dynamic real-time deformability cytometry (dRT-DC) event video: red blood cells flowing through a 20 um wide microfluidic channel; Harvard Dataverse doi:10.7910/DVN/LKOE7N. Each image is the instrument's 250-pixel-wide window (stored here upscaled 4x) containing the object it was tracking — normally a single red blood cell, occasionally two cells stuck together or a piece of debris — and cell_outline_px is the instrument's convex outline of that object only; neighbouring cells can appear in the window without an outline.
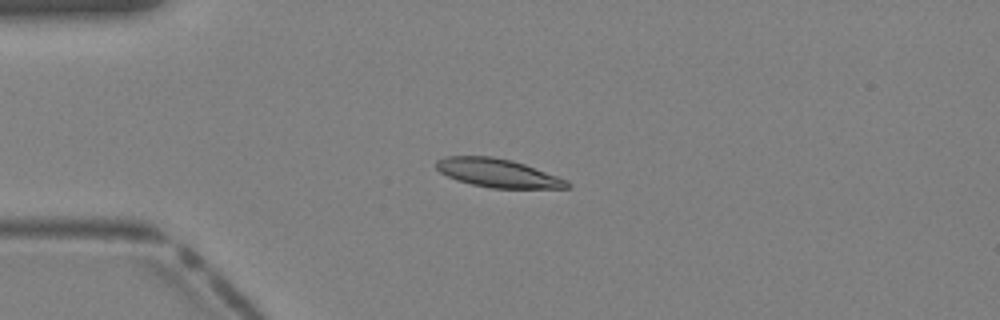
{"species": "Egyptian fruit bat (a non-hibernating species)", "species_latin": "Rousettus aegyptiacus", "temperature_condition": "warm", "stored_images_in_passage": 32, "camera_frame_rate_fps": 3000, "um_per_image_px": 0.085, "animal": {"sex": "female"}, "frame": {"image": 1, "passage_image": 2, "time_ms": 0.333, "image_size_px": [1000, 320], "cell_outline_px": [[572, 184], [568, 188], [492, 188], [472, 184], [456, 180], [440, 172], [436, 168], [436, 160], [444, 156], [492, 156], [512, 160], [524, 164], [568, 180]], "centroid_in_image_um": [42.3, 14.7], "position_along_channel_um": 42.7, "area_um2": 21.73}}
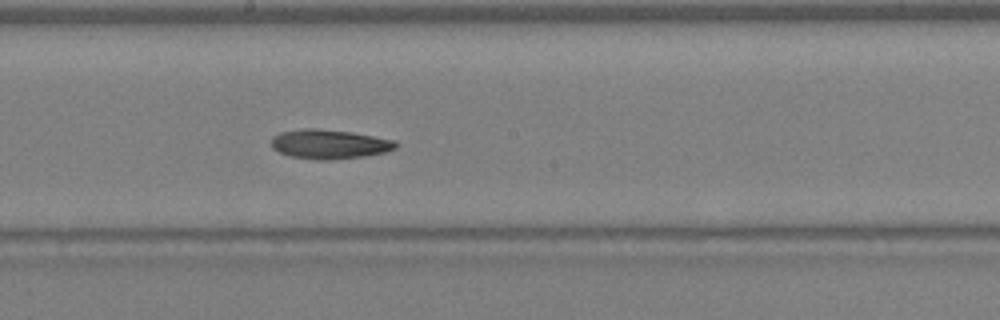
{"frame": {"image": 2, "passage_image": 14, "time_ms": 4.333, "image_size_px": [1000, 320], "cell_outline_px": [[400, 144], [396, 148], [384, 152], [364, 156], [328, 160], [316, 160], [288, 156], [272, 148], [272, 136], [280, 132], [304, 128], [316, 128], [352, 132], [396, 140]], "centroid_in_image_um": [28.0, 12.25], "position_along_channel_um": 220.2, "area_um2": 21.44}}
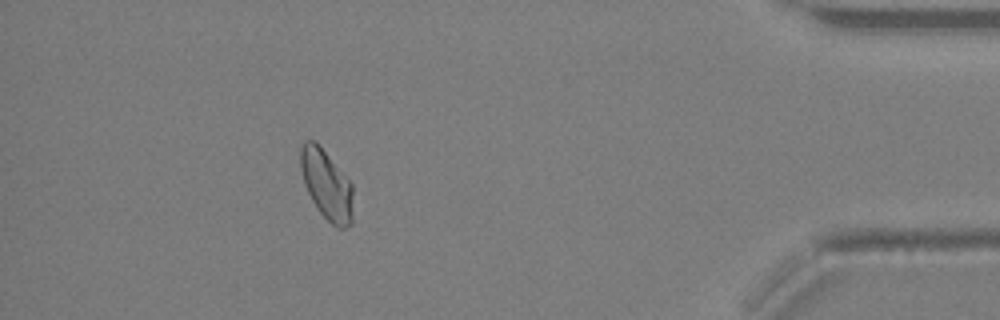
{"frame": {"image": 3, "passage_image": 28, "time_ms": 9.0, "image_size_px": [1000, 320], "cell_outline_px": [[352, 224], [344, 228], [336, 228], [320, 212], [312, 200], [304, 184], [300, 168], [300, 148], [304, 140], [316, 140], [352, 184]], "centroid_in_image_um": [27.74, 15.68], "position_along_channel_um": 407.5, "area_um2": 21.33}}